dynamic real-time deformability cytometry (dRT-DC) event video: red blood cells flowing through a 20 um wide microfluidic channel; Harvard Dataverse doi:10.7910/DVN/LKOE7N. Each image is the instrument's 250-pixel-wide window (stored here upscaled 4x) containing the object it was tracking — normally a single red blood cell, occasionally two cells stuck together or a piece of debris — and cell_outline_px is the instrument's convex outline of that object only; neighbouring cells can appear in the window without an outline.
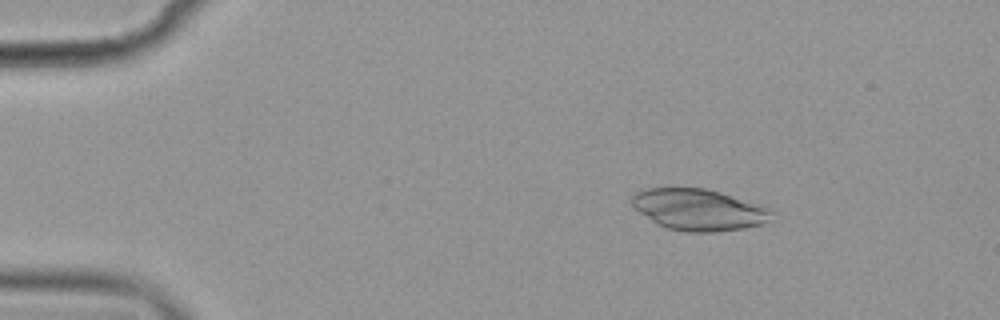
{"species": "common noctule bat (a hibernating species)", "species_latin": "Nyctalus noctula", "temperature_condition": "cold", "stored_images_in_passage": 49, "camera_frame_rate_fps": 3000, "um_per_image_px": 0.085, "animal": {"sex": "female", "body_mass_g": 19.9}, "frame": {"image": 1, "passage_image": 2, "time_ms": 0.333, "image_size_px": [1000, 320], "cell_outline_px": [[772, 212], [764, 224], [744, 228], [716, 232], [688, 232], [668, 228], [656, 224], [632, 208], [632, 196], [636, 192], [644, 188], [704, 188], [720, 192], [760, 204], [768, 208]], "centroid_in_image_um": [59.34, 17.82], "position_along_channel_um": 25.7, "area_um2": 33.76}}
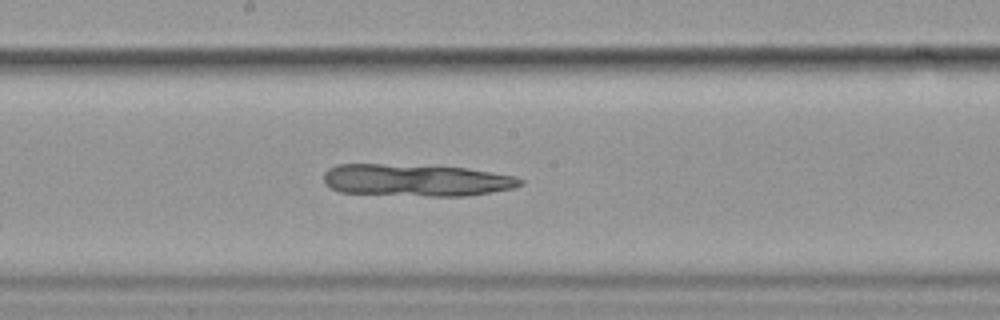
{"frame": {"image": 2, "passage_image": 24, "time_ms": 7.667, "image_size_px": [1000, 320], "cell_outline_px": [[524, 184], [512, 188], [464, 196], [428, 196], [340, 192], [332, 188], [324, 180], [324, 172], [328, 168], [336, 164], [380, 164], [468, 168], [516, 176], [524, 180]], "centroid_in_image_um": [35.38, 15.31], "position_along_channel_um": 212.8, "area_um2": 36.53}}
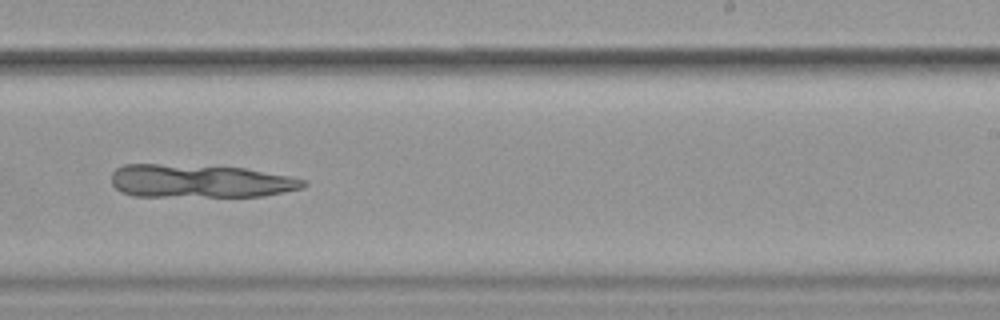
{"frame": {"image": 3, "passage_image": 29, "time_ms": 9.333, "image_size_px": [1000, 320], "cell_outline_px": [[308, 184], [304, 188], [264, 196], [132, 196], [120, 192], [112, 184], [112, 172], [116, 168], [124, 164], [160, 164], [244, 168], [288, 176], [308, 180]], "centroid_in_image_um": [17.0, 15.4], "position_along_channel_um": 272.0, "area_um2": 37.17}}